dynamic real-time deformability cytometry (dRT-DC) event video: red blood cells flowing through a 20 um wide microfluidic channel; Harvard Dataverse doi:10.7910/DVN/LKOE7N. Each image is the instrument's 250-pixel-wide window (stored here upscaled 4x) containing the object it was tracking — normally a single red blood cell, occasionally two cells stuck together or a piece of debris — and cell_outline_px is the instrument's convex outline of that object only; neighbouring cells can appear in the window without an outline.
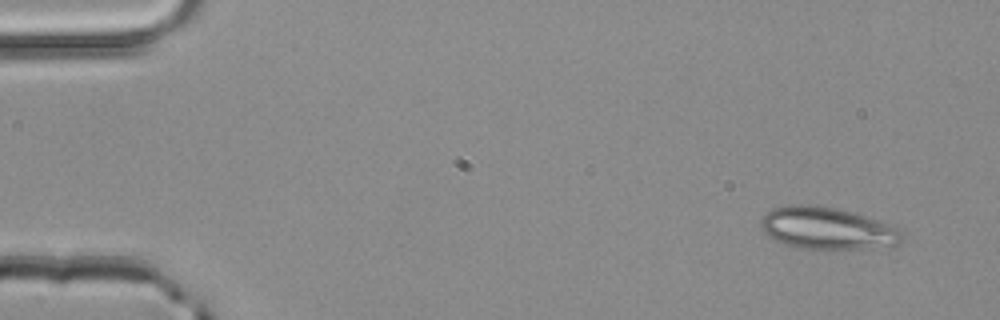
{"species": "common noctule bat (a hibernating species)", "species_latin": "Nyctalus noctula", "temperature_condition": "room temperature", "stored_images_in_passage": 3, "camera_frame_rate_fps": 3000, "um_per_image_px": 0.085, "animal": {"sex": "male", "body_mass_g": 20.4}, "frame": {"image": 1, "passage_image": 1, "time_ms": 0.0, "image_size_px": [1000, 320], "cell_outline_px": [[904, 240], [900, 244], [840, 252], [836, 252], [800, 248], [784, 244], [768, 236], [764, 232], [760, 224], [760, 220], [772, 208], [788, 204], [800, 204], [836, 208], [868, 216], [896, 224], [904, 232]], "centroid_in_image_um": [70.41, 19.45], "position_along_channel_um": 14.6, "area_um2": 36.01}}